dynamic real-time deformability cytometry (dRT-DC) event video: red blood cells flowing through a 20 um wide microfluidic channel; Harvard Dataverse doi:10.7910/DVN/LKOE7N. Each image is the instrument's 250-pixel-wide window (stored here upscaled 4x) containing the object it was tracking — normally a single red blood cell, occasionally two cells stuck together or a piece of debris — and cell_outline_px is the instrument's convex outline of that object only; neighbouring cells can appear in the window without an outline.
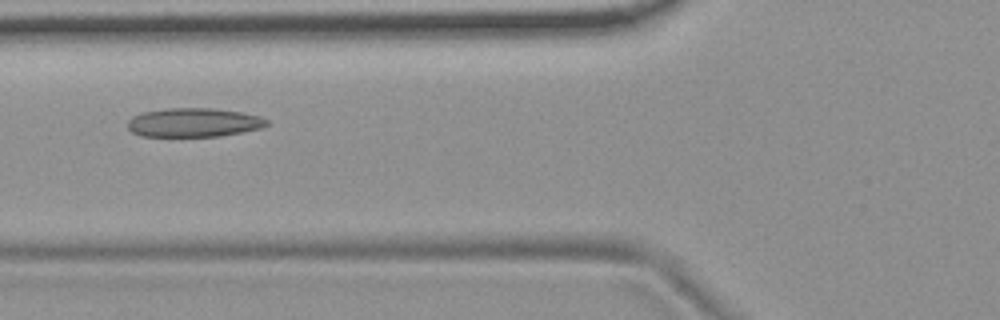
{"species": "common noctule bat (a hibernating species)", "species_latin": "Nyctalus noctula", "temperature_condition": "room temperature", "stored_images_in_passage": 10, "camera_frame_rate_fps": 3000, "um_per_image_px": 0.085, "animal": {"sex": "female", "body_mass_g": 19.9}, "frame": {"image": 1, "passage_image": 5, "time_ms": 1.333, "image_size_px": [1000, 320], "cell_outline_px": [[268, 124], [260, 128], [220, 136], [140, 136], [132, 132], [128, 128], [128, 120], [132, 116], [144, 112], [168, 108], [212, 108], [240, 112], [260, 116], [268, 120]], "centroid_in_image_um": [16.44, 10.41], "position_along_channel_um": 109.4, "area_um2": 23.29}}
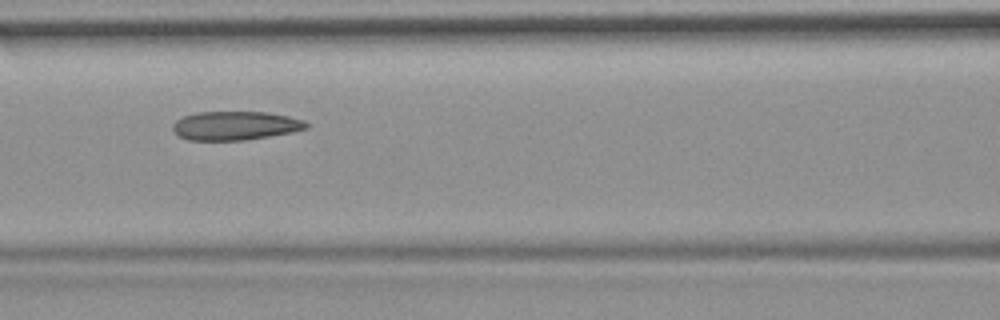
{"frame": {"image": 2, "passage_image": 6, "time_ms": 1.667, "image_size_px": [1000, 320], "cell_outline_px": [[308, 128], [292, 132], [244, 140], [188, 140], [180, 136], [172, 128], [172, 124], [176, 120], [184, 116], [196, 112], [268, 112], [288, 116], [304, 120], [308, 124]], "centroid_in_image_um": [20.0, 10.67], "position_along_channel_um": 146.6, "area_um2": 22.31}}
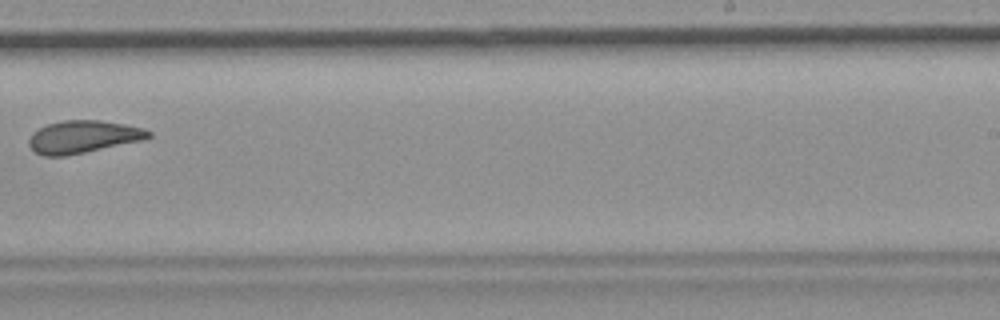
{"frame": {"image": 3, "passage_image": 9, "time_ms": 2.667, "image_size_px": [1000, 320], "cell_outline_px": [[152, 136], [144, 140], [68, 156], [44, 156], [36, 152], [28, 144], [28, 140], [32, 132], [48, 124], [64, 120], [100, 120], [124, 124], [144, 128], [152, 132]], "centroid_in_image_um": [7.09, 11.63], "position_along_channel_um": 281.9, "area_um2": 22.83}}